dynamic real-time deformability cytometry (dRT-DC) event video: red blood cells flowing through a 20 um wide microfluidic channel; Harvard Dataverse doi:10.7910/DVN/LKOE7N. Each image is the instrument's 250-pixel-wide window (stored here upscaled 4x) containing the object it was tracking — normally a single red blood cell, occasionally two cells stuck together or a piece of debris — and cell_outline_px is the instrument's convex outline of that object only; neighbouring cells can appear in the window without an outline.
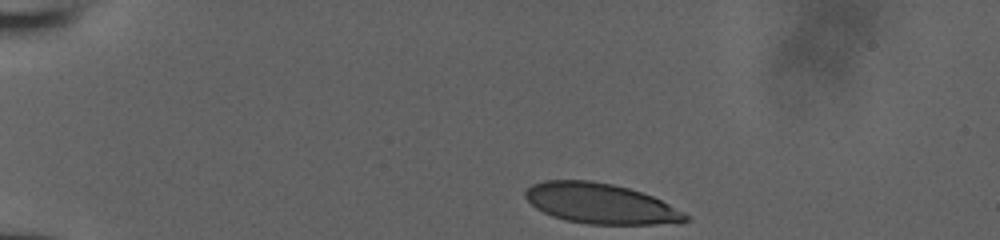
{"species": "human", "species_latin": "Homo sapiens", "temperature_condition": "room temperature", "stored_images_in_passage": 34, "camera_frame_rate_fps": 3000, "um_per_image_px": 0.085, "donor": {"sex": "male"}, "frame": {"image": 1, "passage_image": 1, "time_ms": 0.0, "image_size_px": [1000, 240], "cell_outline_px": [[692, 220], [680, 224], [588, 224], [568, 220], [552, 216], [536, 208], [524, 196], [524, 192], [532, 184], [544, 180], [588, 180], [612, 184], [628, 188], [652, 196], [692, 216]], "centroid_in_image_um": [51.1, 17.31], "position_along_channel_um": 33.9, "area_um2": 37.69}}
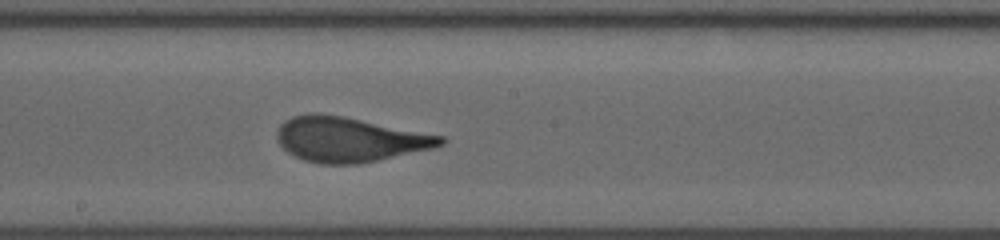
{"frame": {"image": 2, "passage_image": 20, "time_ms": 6.333, "image_size_px": [1000, 240], "cell_outline_px": [[448, 140], [444, 144], [432, 148], [360, 164], [320, 164], [304, 160], [288, 152], [280, 144], [276, 136], [276, 132], [280, 124], [284, 120], [292, 116], [316, 112], [340, 116], [444, 136]], "centroid_in_image_um": [29.67, 11.86], "position_along_channel_um": 218.5, "area_um2": 42.43}}
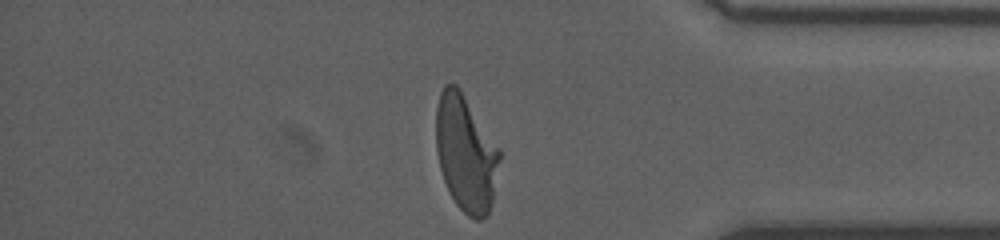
{"frame": {"image": 3, "passage_image": 34, "time_ms": 11.0, "image_size_px": [1000, 240], "cell_outline_px": [[500, 160], [492, 204], [488, 212], [480, 220], [476, 220], [468, 216], [456, 204], [444, 180], [440, 168], [436, 152], [436, 108], [440, 92], [444, 84], [456, 84], [460, 88], [500, 148]], "centroid_in_image_um": [39.59, 13.0], "position_along_channel_um": 395.6, "area_um2": 43.18}}